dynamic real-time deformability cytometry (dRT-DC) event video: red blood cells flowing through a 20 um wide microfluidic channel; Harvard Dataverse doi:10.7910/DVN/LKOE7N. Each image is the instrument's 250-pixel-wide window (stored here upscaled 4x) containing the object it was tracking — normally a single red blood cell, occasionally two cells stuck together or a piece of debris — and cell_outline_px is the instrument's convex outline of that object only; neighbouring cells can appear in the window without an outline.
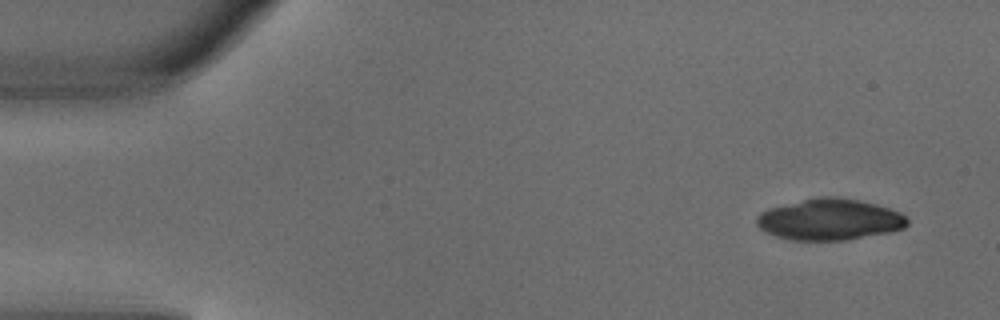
{"species": "common noctule bat (a hibernating species)", "species_latin": "Nyctalus noctula", "temperature_condition": "warm", "stored_images_in_passage": 6, "camera_frame_rate_fps": 3000, "um_per_image_px": 0.085, "animal": {"sex": "male", "body_mass_g": 18.8}, "frame": {"image": 1, "passage_image": 1, "time_ms": 0.0, "image_size_px": [1000, 320], "cell_outline_px": [[908, 224], [904, 228], [892, 232], [848, 240], [788, 240], [764, 232], [756, 224], [756, 216], [760, 212], [768, 208], [816, 196], [836, 196], [860, 200], [876, 204], [900, 212], [908, 220]], "centroid_in_image_um": [70.5, 18.65], "position_along_channel_um": 14.5, "area_um2": 36.7}}
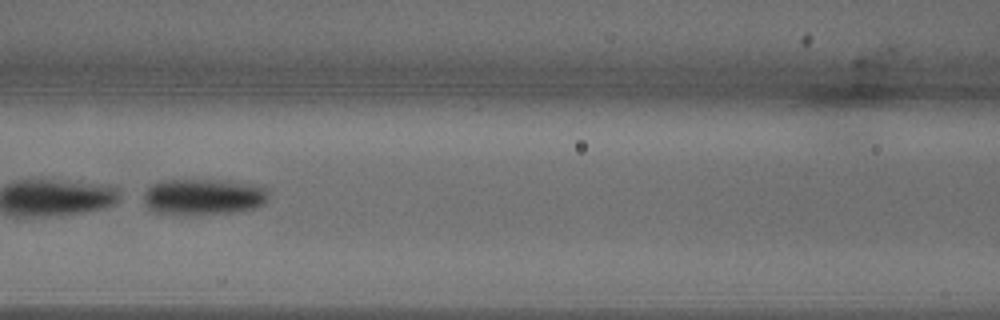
{"frame": {"image": 2, "passage_image": 6, "time_ms": 1.667, "image_size_px": [1000, 320], "cell_outline_px": [[272, 192], [268, 200], [264, 204], [256, 208], [232, 212], [200, 216], [156, 212], [148, 208], [144, 204], [144, 192], [152, 184], [160, 180], [232, 180], [260, 184], [268, 188]], "centroid_in_image_um": [17.39, 16.72], "position_along_channel_um": 149.2, "area_um2": 27.34}}